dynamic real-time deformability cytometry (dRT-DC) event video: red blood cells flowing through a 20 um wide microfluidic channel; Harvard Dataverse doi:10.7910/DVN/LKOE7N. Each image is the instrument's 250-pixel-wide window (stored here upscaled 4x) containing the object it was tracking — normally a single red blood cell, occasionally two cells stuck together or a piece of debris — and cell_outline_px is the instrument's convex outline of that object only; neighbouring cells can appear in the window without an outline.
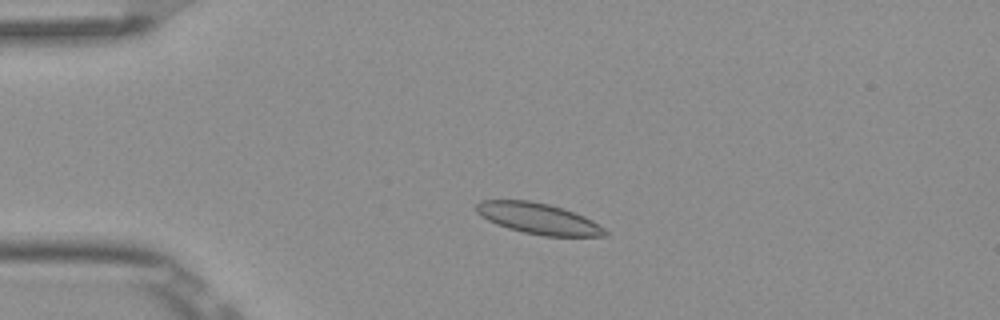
{"species": "Egyptian fruit bat (a non-hibernating species)", "species_latin": "Rousettus aegyptiacus", "temperature_condition": "room temperature", "stored_images_in_passage": 4, "camera_frame_rate_fps": 3000, "um_per_image_px": 0.085, "frame": {"image": 1, "passage_image": 3, "time_ms": 0.667, "image_size_px": [1000, 320], "cell_outline_px": [[608, 236], [544, 236], [524, 232], [508, 228], [496, 224], [480, 216], [476, 212], [476, 204], [480, 200], [528, 200], [548, 204], [584, 216], [592, 220], [604, 228], [608, 232]], "centroid_in_image_um": [45.74, 18.58], "position_along_channel_um": 39.3, "area_um2": 23.06}}